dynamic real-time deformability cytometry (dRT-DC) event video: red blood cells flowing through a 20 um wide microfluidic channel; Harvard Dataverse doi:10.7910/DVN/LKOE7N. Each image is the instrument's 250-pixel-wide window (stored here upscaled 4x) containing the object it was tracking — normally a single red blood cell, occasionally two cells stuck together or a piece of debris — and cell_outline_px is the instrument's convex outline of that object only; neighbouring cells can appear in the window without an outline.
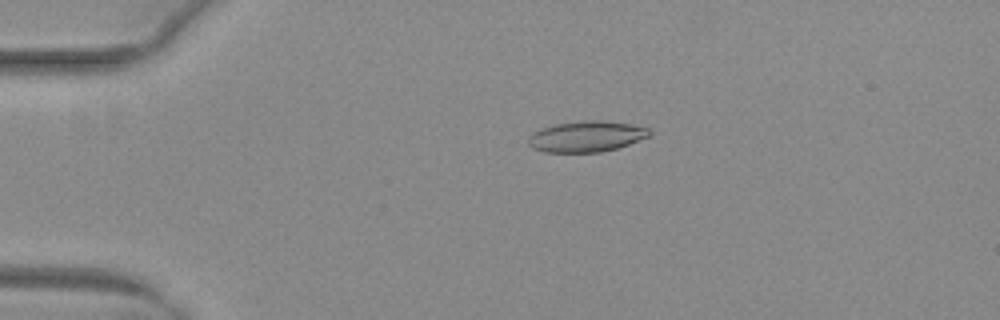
{"species": "common noctule bat (a hibernating species)", "species_latin": "Nyctalus noctula", "temperature_condition": "warm", "stored_images_in_passage": 51, "camera_frame_rate_fps": 3000, "um_per_image_px": 0.085, "animal": {"sex": "female", "body_mass_g": 29.2, "forearm_length_mm": 56.3}, "frame": {"image": 1, "passage_image": 11, "time_ms": 3.333, "image_size_px": [1000, 320], "cell_outline_px": [[652, 136], [616, 148], [600, 152], [544, 152], [532, 148], [528, 144], [528, 136], [540, 128], [556, 124], [584, 120], [600, 120], [632, 124], [648, 128], [652, 132]], "centroid_in_image_um": [49.85, 11.59], "position_along_channel_um": 35.1, "area_um2": 21.91}}
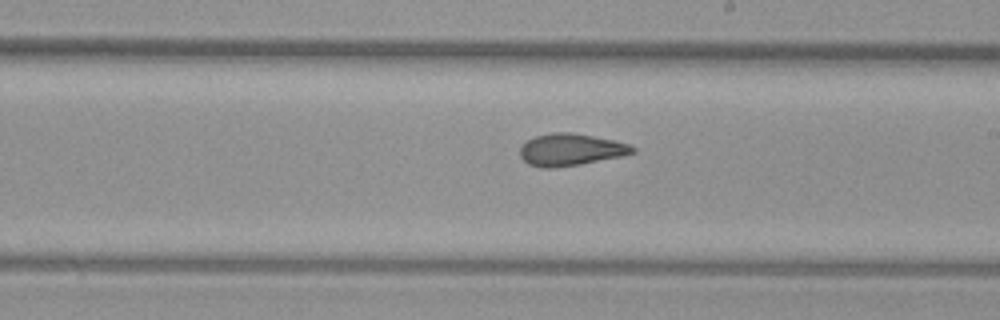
{"frame": {"image": 2, "passage_image": 30, "time_ms": 9.667, "image_size_px": [1000, 320], "cell_outline_px": [[636, 152], [624, 156], [580, 164], [552, 168], [540, 168], [528, 164], [520, 156], [520, 148], [528, 140], [536, 136], [552, 132], [572, 132], [612, 140], [628, 144], [636, 148]], "centroid_in_image_um": [48.51, 12.73], "position_along_channel_um": 240.5, "area_um2": 20.98}}
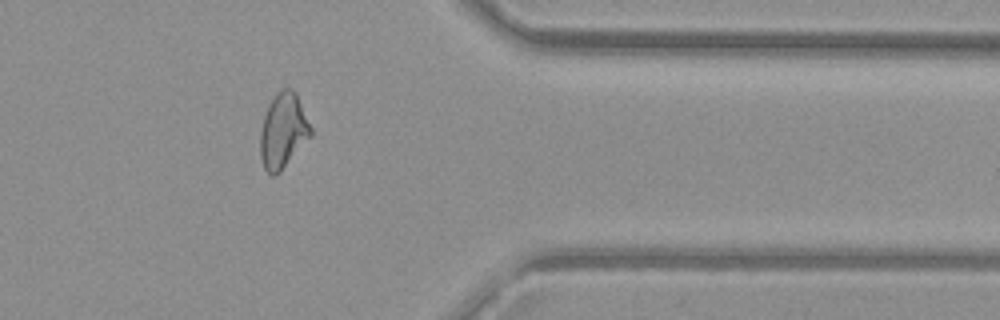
{"frame": {"image": 3, "passage_image": 42, "time_ms": 13.667, "image_size_px": [1000, 320], "cell_outline_px": [[312, 136], [280, 172], [276, 176], [272, 176], [264, 168], [260, 156], [260, 132], [264, 116], [268, 104], [276, 92], [280, 88], [292, 88], [296, 92], [312, 128]], "centroid_in_image_um": [24.07, 11.11], "position_along_channel_um": 387.3, "area_um2": 22.37}, "authors_computed_cell_mechanics": {"area_um2": 21.6172, "velocity_mm_per_s": 4.0266, "shape_relaxation_time_tau1_ms": null, "shape_relaxation_time_tau2_ms": 2.4253, "deformation_change_tau1": null, "deformation_change_tau2": 0.1051}}